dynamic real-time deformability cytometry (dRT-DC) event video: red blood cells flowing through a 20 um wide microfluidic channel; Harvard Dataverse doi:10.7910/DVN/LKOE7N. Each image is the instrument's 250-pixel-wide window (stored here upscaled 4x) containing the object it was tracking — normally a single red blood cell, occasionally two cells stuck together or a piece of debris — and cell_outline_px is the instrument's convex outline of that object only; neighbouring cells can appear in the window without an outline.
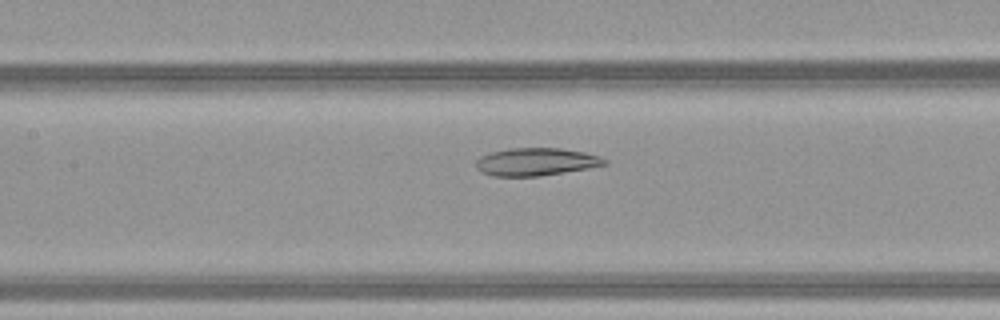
{"species": "common noctule bat (a hibernating species)", "species_latin": "Nyctalus noctula", "temperature_condition": "warm", "stored_images_in_passage": 52, "camera_frame_rate_fps": 3000, "um_per_image_px": 0.085, "animal": {"sex": "female", "body_mass_g": 21.9}, "frame": {"image": 1, "passage_image": 26, "time_ms": 8.333, "image_size_px": [1000, 320], "cell_outline_px": [[608, 164], [588, 168], [540, 176], [492, 176], [480, 172], [476, 168], [476, 160], [480, 156], [488, 152], [508, 148], [560, 148], [584, 152], [600, 156], [608, 160]], "centroid_in_image_um": [45.53, 13.75], "position_along_channel_um": 161.9, "area_um2": 20.98}}
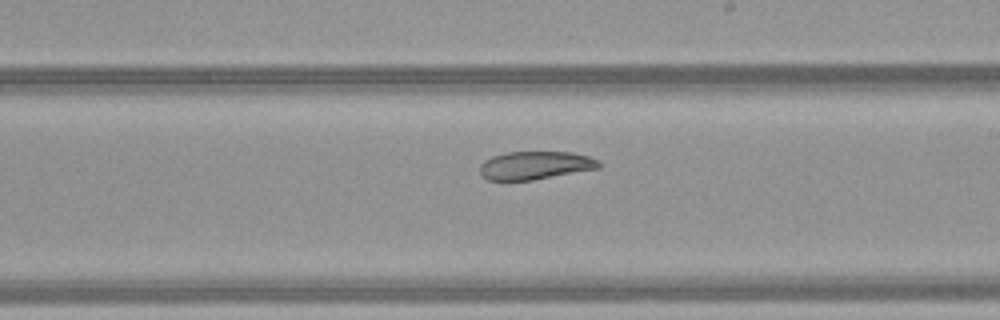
{"frame": {"image": 2, "passage_image": 32, "time_ms": 10.333, "image_size_px": [1000, 320], "cell_outline_px": [[600, 168], [532, 180], [488, 180], [480, 176], [480, 164], [484, 160], [492, 156], [508, 152], [572, 152], [588, 156], [600, 160]], "centroid_in_image_um": [45.48, 14.05], "position_along_channel_um": 243.5, "area_um2": 19.59}}
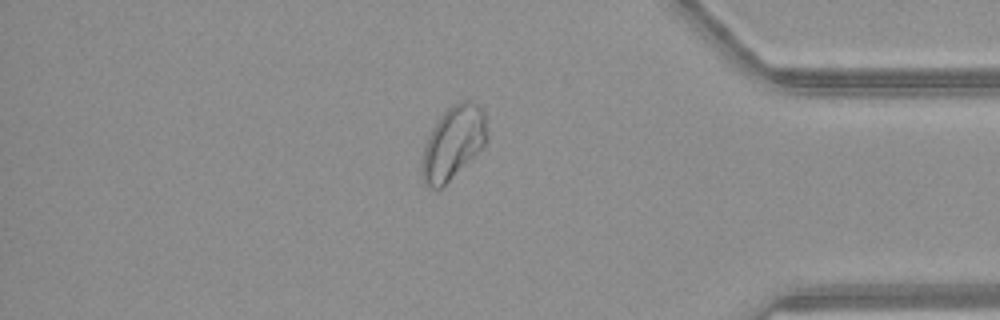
{"frame": {"image": 3, "passage_image": 45, "time_ms": 14.667, "image_size_px": [1000, 320], "cell_outline_px": [[488, 136], [484, 148], [440, 188], [428, 188], [424, 184], [420, 176], [420, 168], [424, 148], [428, 136], [436, 120], [448, 108], [460, 100], [472, 100], [484, 108]], "centroid_in_image_um": [38.53, 12.12], "position_along_channel_um": 396.7, "area_um2": 28.21}}